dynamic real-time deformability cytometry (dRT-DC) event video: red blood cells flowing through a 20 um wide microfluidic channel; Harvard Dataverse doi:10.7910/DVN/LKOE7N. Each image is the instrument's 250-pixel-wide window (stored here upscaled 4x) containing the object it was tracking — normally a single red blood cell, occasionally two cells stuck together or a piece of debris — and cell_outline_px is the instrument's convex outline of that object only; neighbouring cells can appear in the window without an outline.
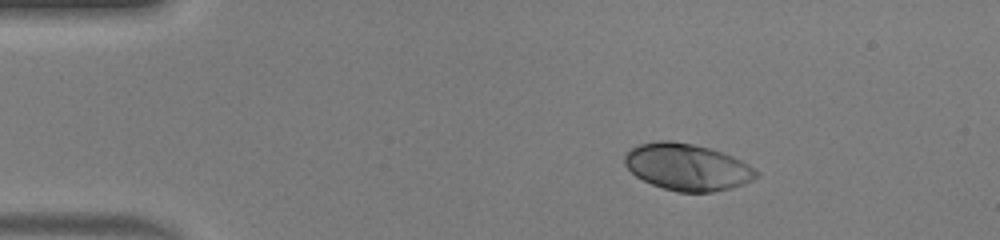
{"species": "human", "species_latin": "Homo sapiens", "temperature_condition": "warm", "stored_images_in_passage": 42, "camera_frame_rate_fps": 3000, "um_per_image_px": 0.085, "donor": {"sex": "male"}, "frame": {"image": 1, "passage_image": 1, "time_ms": 0.0, "image_size_px": [1000, 240], "cell_outline_px": [[760, 176], [744, 184], [732, 188], [712, 192], [676, 192], [652, 184], [636, 176], [624, 164], [624, 156], [632, 148], [640, 144], [660, 140], [672, 140], [712, 148], [732, 156], [748, 164], [760, 172]], "centroid_in_image_um": [58.45, 14.2], "position_along_channel_um": 26.6, "area_um2": 35.95}}
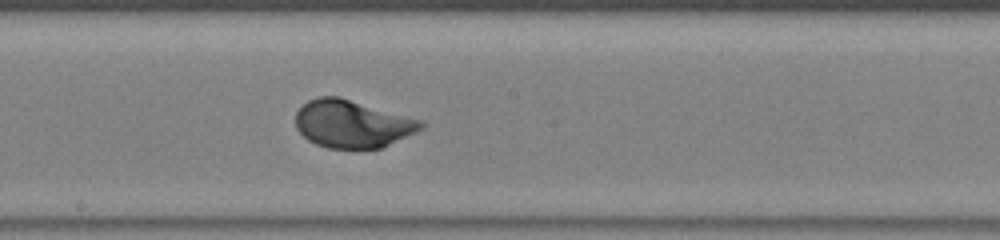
{"frame": {"image": 2, "passage_image": 20, "time_ms": 6.333, "image_size_px": [1000, 240], "cell_outline_px": [[428, 124], [424, 128], [416, 132], [380, 148], [328, 148], [316, 144], [308, 140], [296, 128], [296, 112], [308, 100], [320, 96], [340, 96], [424, 120]], "centroid_in_image_um": [29.98, 10.51], "position_along_channel_um": 218.2, "area_um2": 35.03}}
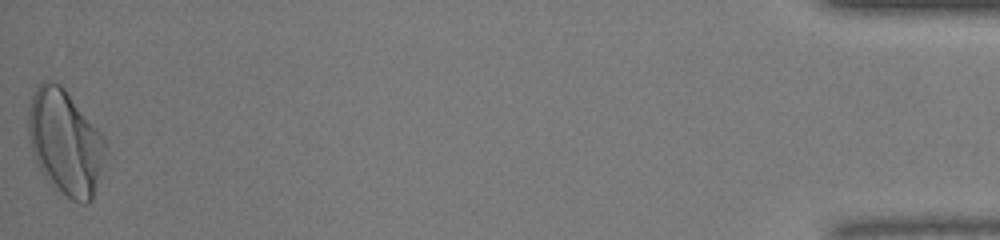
{"frame": {"image": 3, "passage_image": 42, "time_ms": 13.667, "image_size_px": [1000, 240], "cell_outline_px": [[104, 152], [92, 200], [88, 204], [80, 204], [72, 200], [48, 180], [44, 176], [32, 152], [28, 140], [28, 104], [36, 88], [44, 80], [56, 80], [64, 88], [104, 136]], "centroid_in_image_um": [5.5, 12.05], "position_along_channel_um": 429.7, "area_um2": 46.53}, "authors_computed_cell_mechanics": {"area_um2": 35.1135, "velocity_mm_per_s": 4.1936, "shape_relaxation_time_tau1_ms": 2.5037, "shape_relaxation_time_tau2_ms": null, "deformation_change_tau1": 0.1716, "deformation_change_tau2": null}}